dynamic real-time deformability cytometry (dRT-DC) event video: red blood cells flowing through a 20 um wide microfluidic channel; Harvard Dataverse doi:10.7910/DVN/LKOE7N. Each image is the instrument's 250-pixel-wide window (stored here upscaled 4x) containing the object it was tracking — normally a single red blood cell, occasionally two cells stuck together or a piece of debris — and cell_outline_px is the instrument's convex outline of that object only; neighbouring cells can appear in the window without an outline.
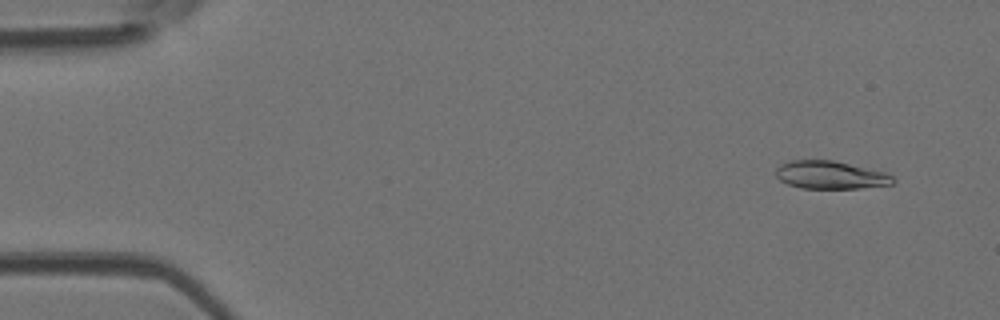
{"species": "Egyptian fruit bat (a non-hibernating species)", "species_latin": "Rousettus aegyptiacus", "temperature_condition": "room temperature", "stored_images_in_passage": 5, "camera_frame_rate_fps": 3000, "um_per_image_px": 0.085, "animal": {"sex": "female"}, "frame": {"image": 1, "passage_image": 2, "time_ms": 0.333, "image_size_px": [1000, 320], "cell_outline_px": [[896, 180], [892, 184], [860, 188], [800, 188], [788, 184], [780, 180], [776, 176], [776, 168], [780, 164], [788, 160], [832, 160], [888, 172]], "centroid_in_image_um": [70.59, 14.86], "position_along_channel_um": 14.4, "area_um2": 19.19}}
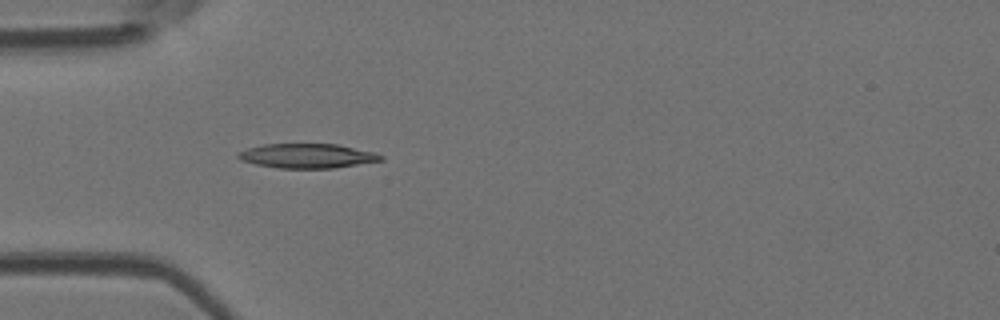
{"frame": {"image": 2, "passage_image": 5, "time_ms": 1.333, "image_size_px": [1000, 320], "cell_outline_px": [[384, 160], [336, 168], [280, 168], [256, 164], [240, 160], [236, 156], [236, 152], [248, 148], [264, 144], [336, 144], [376, 152], [384, 156]], "centroid_in_image_um": [26.13, 13.25], "position_along_channel_um": 58.9, "area_um2": 20.46}}